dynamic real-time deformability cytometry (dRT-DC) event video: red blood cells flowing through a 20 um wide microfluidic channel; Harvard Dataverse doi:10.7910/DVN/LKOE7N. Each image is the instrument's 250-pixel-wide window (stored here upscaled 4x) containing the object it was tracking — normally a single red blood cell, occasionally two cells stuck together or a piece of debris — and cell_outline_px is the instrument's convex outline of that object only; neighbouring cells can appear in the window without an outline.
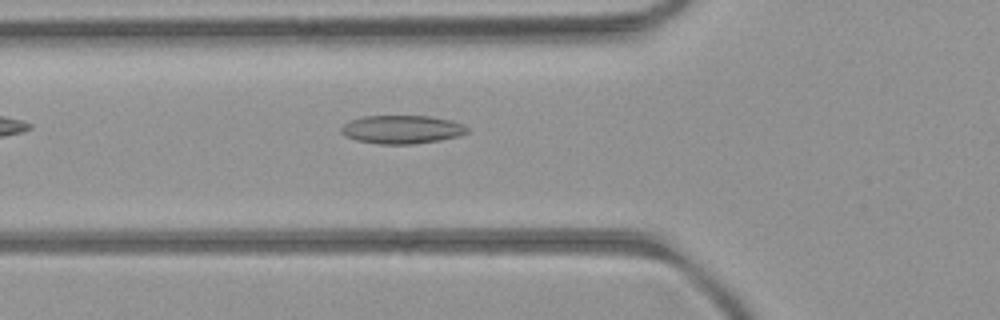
{"species": "common noctule bat (a hibernating species)", "species_latin": "Nyctalus noctula", "temperature_condition": "room temperature", "stored_images_in_passage": 36, "camera_frame_rate_fps": 3000, "um_per_image_px": 0.085, "animal": {"sex": "female", "body_mass_g": 21.9}, "frame": {"image": 1, "passage_image": 2, "time_ms": 0.333, "image_size_px": [1000, 320], "cell_outline_px": [[468, 132], [456, 136], [440, 140], [412, 144], [380, 144], [356, 140], [344, 136], [340, 132], [340, 128], [344, 124], [352, 120], [364, 116], [428, 116], [452, 120], [464, 124], [468, 128]], "centroid_in_image_um": [34.15, 11.0], "position_along_channel_um": 91.7, "area_um2": 20.81}}
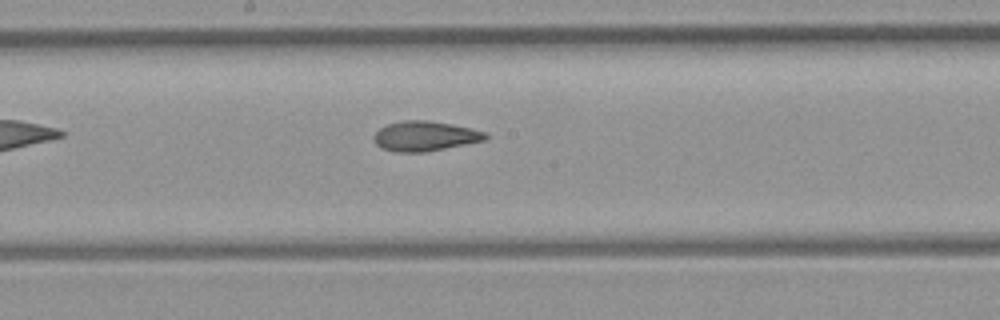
{"frame": {"image": 2, "passage_image": 11, "time_ms": 3.333, "image_size_px": [1000, 320], "cell_outline_px": [[488, 136], [484, 140], [424, 152], [396, 152], [380, 148], [372, 140], [372, 136], [380, 128], [388, 124], [404, 120], [428, 120], [452, 124], [472, 128], [488, 132]], "centroid_in_image_um": [36.09, 11.56], "position_along_channel_um": 212.1, "area_um2": 19.48}}
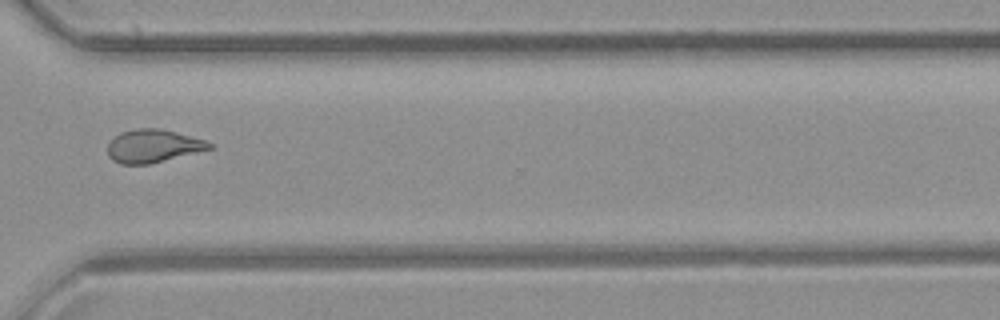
{"frame": {"image": 3, "passage_image": 22, "time_ms": 7.0, "image_size_px": [1000, 320], "cell_outline_px": [[212, 148], [148, 164], [120, 164], [112, 160], [108, 156], [108, 144], [120, 132], [136, 128], [160, 128], [208, 140], [212, 144]], "centroid_in_image_um": [13.0, 12.4], "position_along_channel_um": 357.6, "area_um2": 19.48}}